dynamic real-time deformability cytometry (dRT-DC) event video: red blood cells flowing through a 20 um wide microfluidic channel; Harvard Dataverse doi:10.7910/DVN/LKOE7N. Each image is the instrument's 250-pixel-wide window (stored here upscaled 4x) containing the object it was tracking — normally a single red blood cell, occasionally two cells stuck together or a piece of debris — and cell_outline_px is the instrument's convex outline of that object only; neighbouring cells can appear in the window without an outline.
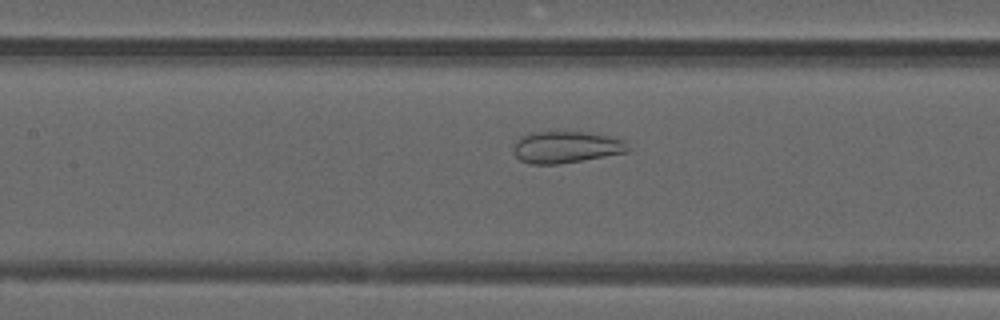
{"species": "common noctule bat (a hibernating species)", "species_latin": "Nyctalus noctula", "temperature_condition": "warm", "stored_images_in_passage": 51, "camera_frame_rate_fps": 3000, "um_per_image_px": 0.085, "animal": {"sex": "male", "forearm_length_mm": 52.5}, "frame": {"image": 1, "passage_image": 23, "time_ms": 7.333, "image_size_px": [1000, 320], "cell_outline_px": [[628, 152], [556, 164], [532, 164], [520, 160], [512, 152], [512, 148], [516, 140], [520, 136], [532, 132], [584, 132], [612, 136], [624, 140], [628, 148]], "centroid_in_image_um": [48.07, 12.49], "position_along_channel_um": 159.3, "area_um2": 21.1}}
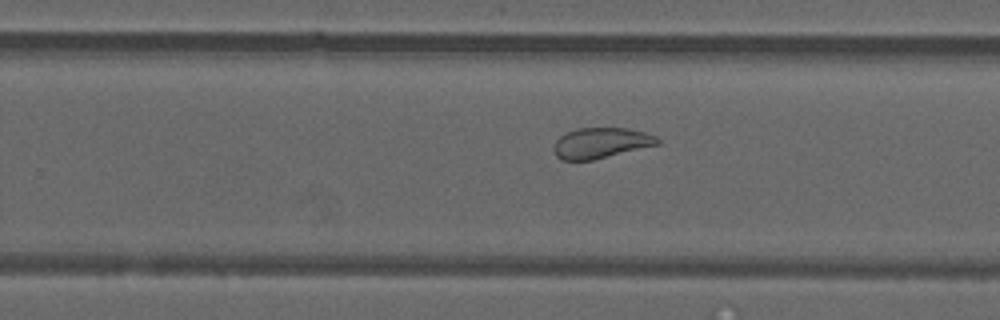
{"frame": {"image": 2, "passage_image": 32, "time_ms": 10.333, "image_size_px": [1000, 320], "cell_outline_px": [[660, 144], [592, 160], [560, 160], [556, 156], [552, 148], [556, 140], [564, 132], [576, 128], [628, 128], [644, 132], [656, 136], [660, 140]], "centroid_in_image_um": [51.05, 12.15], "position_along_channel_um": 278.8, "area_um2": 18.61}}
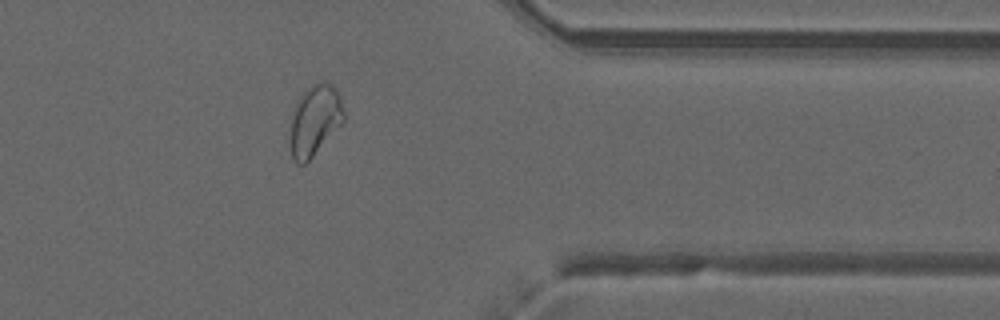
{"frame": {"image": 3, "passage_image": 41, "time_ms": 13.333, "image_size_px": [1000, 320], "cell_outline_px": [[344, 124], [304, 164], [296, 164], [292, 156], [292, 112], [300, 96], [312, 84], [324, 80], [332, 84], [340, 96], [344, 112]], "centroid_in_image_um": [26.81, 10.2], "position_along_channel_um": 384.6, "area_um2": 21.85}, "authors_computed_cell_mechanics": {"area_um2": 24.7384, "velocity_mm_per_s": 3.9977, "shape_relaxation_time_tau1_ms": null, "shape_relaxation_time_tau2_ms": 1.1839, "deformation_change_tau1": null, "deformation_change_tau2": 0.0787}}